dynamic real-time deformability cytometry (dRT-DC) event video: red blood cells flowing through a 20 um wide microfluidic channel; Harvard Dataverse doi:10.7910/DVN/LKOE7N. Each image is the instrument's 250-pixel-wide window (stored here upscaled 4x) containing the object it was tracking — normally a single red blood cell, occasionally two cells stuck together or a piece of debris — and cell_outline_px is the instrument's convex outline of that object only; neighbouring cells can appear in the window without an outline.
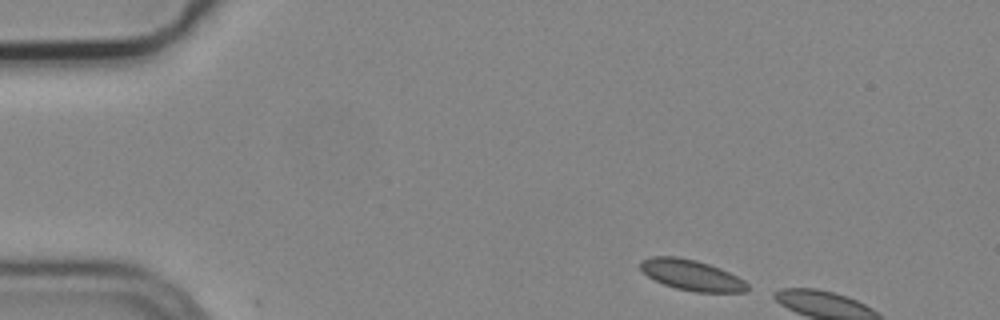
{"species": "common noctule bat (a hibernating species)", "species_latin": "Nyctalus noctula", "temperature_condition": "cold", "stored_images_in_passage": 2, "camera_frame_rate_fps": 3000, "um_per_image_px": 0.085, "animal": {"sex": "male", "body_mass_g": 19.2, "forearm_length_mm": 51.8}, "frame": {"image": 1, "passage_image": 1, "time_ms": 0.0, "image_size_px": [1000, 320], "cell_outline_px": [[748, 292], [696, 292], [676, 288], [664, 284], [648, 276], [640, 268], [640, 260], [652, 256], [676, 256], [696, 260], [720, 268], [744, 280], [748, 284]], "centroid_in_image_um": [58.78, 23.38], "position_along_channel_um": 26.2, "area_um2": 19.02}}